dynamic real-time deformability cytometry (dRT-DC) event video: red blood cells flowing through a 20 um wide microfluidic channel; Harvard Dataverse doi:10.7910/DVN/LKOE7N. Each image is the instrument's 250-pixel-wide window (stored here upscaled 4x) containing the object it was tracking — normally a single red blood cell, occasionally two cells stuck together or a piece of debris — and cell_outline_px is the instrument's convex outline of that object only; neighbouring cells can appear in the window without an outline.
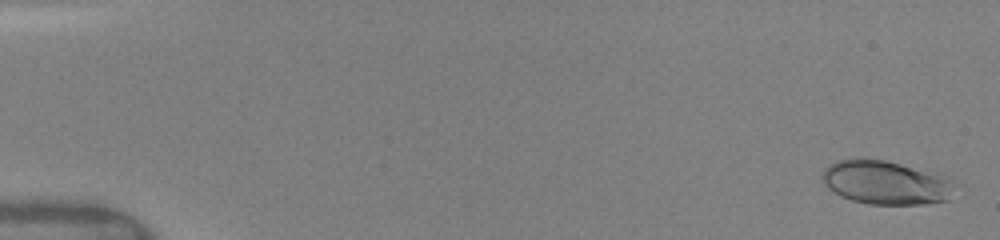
{"species": "human", "species_latin": "Homo sapiens", "temperature_condition": "warm", "stored_images_in_passage": 41, "camera_frame_rate_fps": 3000, "um_per_image_px": 0.085, "donor": {"sex": "female"}, "frame": {"image": 1, "passage_image": 1, "time_ms": 0.0, "image_size_px": [1000, 240], "cell_outline_px": [[948, 200], [924, 204], [868, 204], [852, 200], [840, 196], [828, 188], [824, 184], [820, 176], [824, 168], [836, 160], [860, 156], [884, 160], [948, 176]], "centroid_in_image_um": [75.14, 15.48], "position_along_channel_um": 9.9, "area_um2": 33.64}}
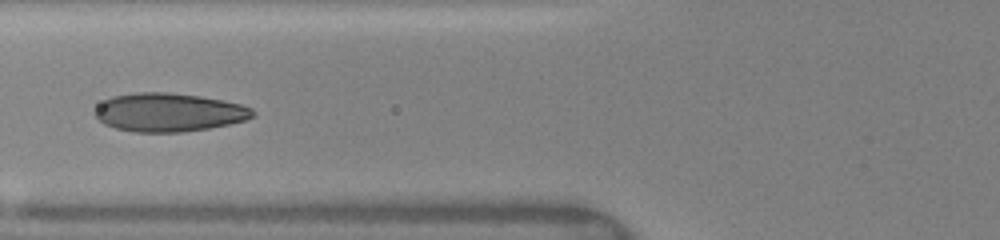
{"frame": {"image": 2, "passage_image": 19, "time_ms": 6.333, "image_size_px": [1000, 240], "cell_outline_px": [[256, 112], [252, 116], [244, 120], [228, 124], [208, 128], [184, 132], [132, 132], [116, 128], [104, 124], [92, 112], [104, 100], [112, 96], [136, 92], [168, 92], [200, 96], [240, 104], [252, 108]], "centroid_in_image_um": [14.31, 9.55], "position_along_channel_um": 111.5, "area_um2": 35.32}}
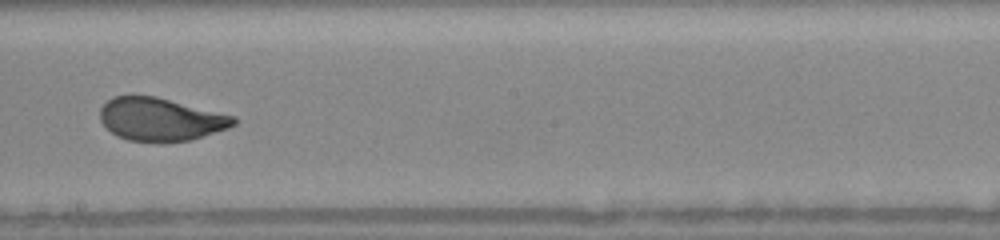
{"frame": {"image": 3, "passage_image": 28, "time_ms": 9.333, "image_size_px": [1000, 240], "cell_outline_px": [[236, 124], [228, 128], [192, 140], [128, 140], [116, 136], [100, 120], [100, 108], [112, 96], [156, 96], [236, 116]], "centroid_in_image_um": [13.67, 10.12], "position_along_channel_um": 234.5, "area_um2": 33.0}}